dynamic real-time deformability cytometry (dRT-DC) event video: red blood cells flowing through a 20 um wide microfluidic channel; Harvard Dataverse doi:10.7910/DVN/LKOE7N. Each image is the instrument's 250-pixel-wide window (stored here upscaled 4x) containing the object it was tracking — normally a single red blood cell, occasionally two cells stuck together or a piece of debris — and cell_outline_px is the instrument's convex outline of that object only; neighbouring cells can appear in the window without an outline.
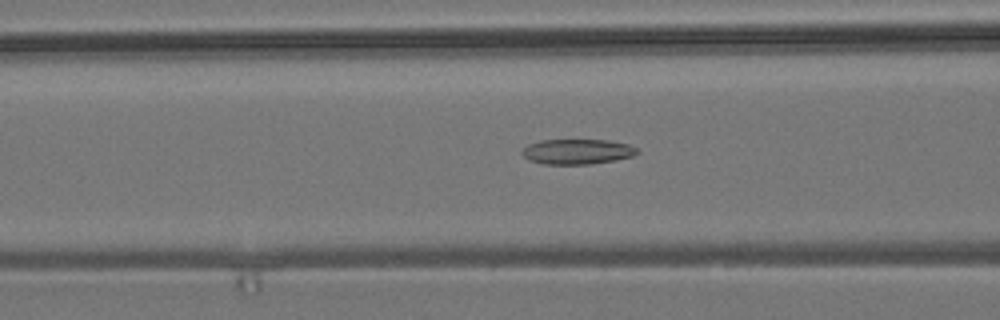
{"species": "common noctule bat (a hibernating species)", "species_latin": "Nyctalus noctula", "temperature_condition": "room temperature", "stored_images_in_passage": 45, "camera_frame_rate_fps": 3000, "um_per_image_px": 0.085, "animal": {"sex": "male", "body_mass_g": 19.2, "forearm_length_mm": 51.8}, "frame": {"image": 1, "passage_image": 16, "time_ms": 5.0, "image_size_px": [1000, 320], "cell_outline_px": [[640, 152], [632, 156], [616, 160], [592, 164], [540, 164], [524, 156], [520, 152], [528, 144], [540, 140], [608, 140], [628, 144], [636, 148]], "centroid_in_image_um": [49.07, 12.89], "position_along_channel_um": 117.5, "area_um2": 16.88}}
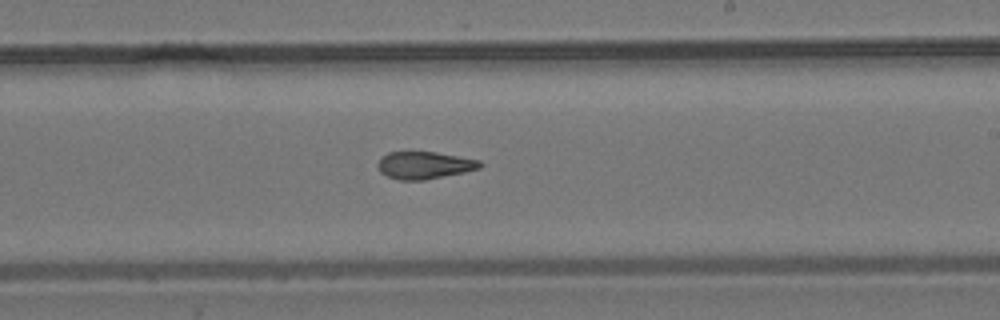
{"frame": {"image": 2, "passage_image": 27, "time_ms": 8.667, "image_size_px": [1000, 320], "cell_outline_px": [[484, 164], [480, 168], [464, 172], [424, 180], [400, 180], [388, 176], [380, 172], [376, 164], [388, 152], [436, 152], [480, 160]], "centroid_in_image_um": [36.09, 14.04], "position_along_channel_um": 252.9, "area_um2": 16.18}}
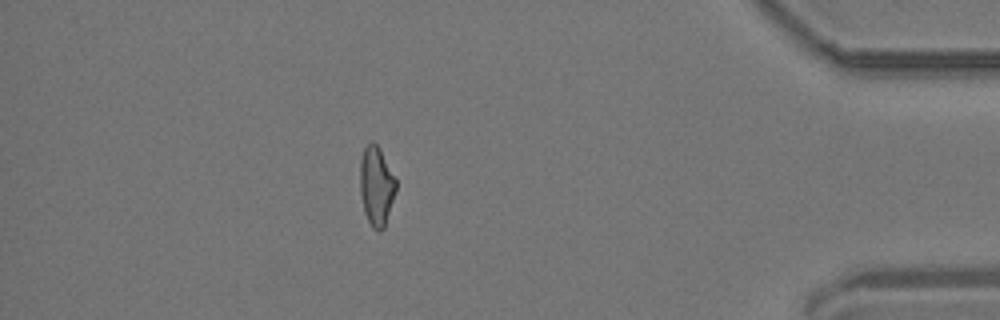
{"frame": {"image": 3, "passage_image": 43, "time_ms": 14.0, "image_size_px": [1000, 320], "cell_outline_px": [[396, 188], [384, 228], [380, 232], [372, 228], [364, 212], [360, 192], [360, 160], [364, 148], [372, 140], [380, 148], [396, 180]], "centroid_in_image_um": [31.98, 15.8], "position_along_channel_um": 403.2, "area_um2": 16.47}}